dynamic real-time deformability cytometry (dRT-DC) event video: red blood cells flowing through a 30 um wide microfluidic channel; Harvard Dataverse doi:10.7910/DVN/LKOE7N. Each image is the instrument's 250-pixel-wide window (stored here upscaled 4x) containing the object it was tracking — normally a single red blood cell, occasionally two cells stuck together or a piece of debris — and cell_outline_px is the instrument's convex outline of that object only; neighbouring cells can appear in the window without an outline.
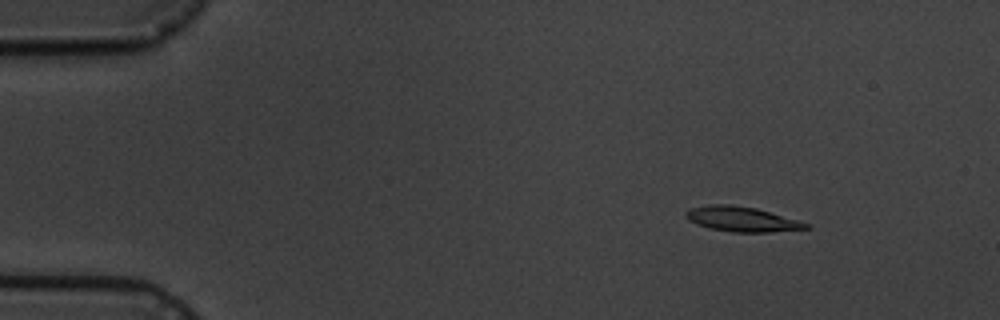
{"species": "common noctule bat (a hibernating species)", "species_latin": "Nyctalus noctula", "temperature_condition": "cold", "stored_images_in_passage": 6, "camera_frame_rate_fps": 3000, "um_per_image_px": 0.085, "animal": {"sex": "male", "body_mass_g": 19.5, "forearm_length_mm": 54.6}, "frame": {"image": 1, "passage_image": 2, "time_ms": 2.333, "image_size_px": [1000, 320], "cell_outline_px": [[812, 228], [772, 232], [732, 232], [708, 228], [696, 224], [688, 220], [684, 216], [684, 212], [688, 208], [708, 204], [732, 204], [756, 208], [812, 224]], "centroid_in_image_um": [63.03, 18.62], "position_along_channel_um": 22.0, "area_um2": 17.8}}
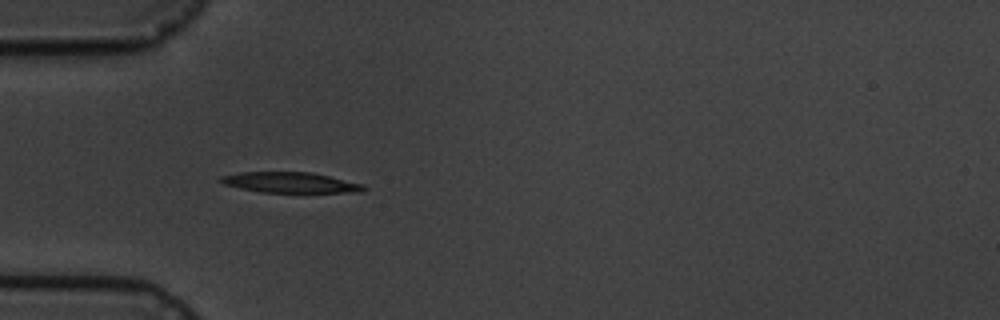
{"frame": {"image": 2, "passage_image": 5, "time_ms": 5.667, "image_size_px": [1000, 320], "cell_outline_px": [[368, 188], [360, 192], [260, 192], [240, 188], [224, 184], [216, 180], [220, 176], [240, 172], [312, 172], [364, 184]], "centroid_in_image_um": [24.66, 15.51], "position_along_channel_um": 60.3, "area_um2": 17.17}}
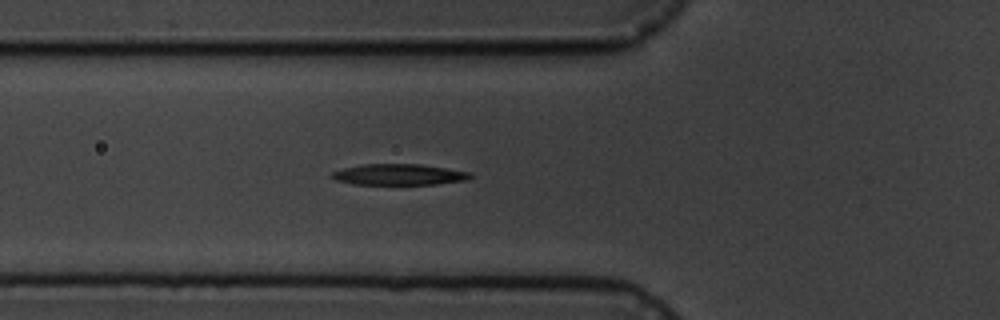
{"frame": {"image": 3, "passage_image": 6, "time_ms": 6.667, "image_size_px": [1000, 320], "cell_outline_px": [[472, 176], [468, 180], [436, 184], [352, 184], [336, 180], [328, 176], [332, 172], [344, 168], [364, 164], [420, 164], [472, 172]], "centroid_in_image_um": [33.92, 14.83], "position_along_channel_um": 91.9, "area_um2": 16.99}}